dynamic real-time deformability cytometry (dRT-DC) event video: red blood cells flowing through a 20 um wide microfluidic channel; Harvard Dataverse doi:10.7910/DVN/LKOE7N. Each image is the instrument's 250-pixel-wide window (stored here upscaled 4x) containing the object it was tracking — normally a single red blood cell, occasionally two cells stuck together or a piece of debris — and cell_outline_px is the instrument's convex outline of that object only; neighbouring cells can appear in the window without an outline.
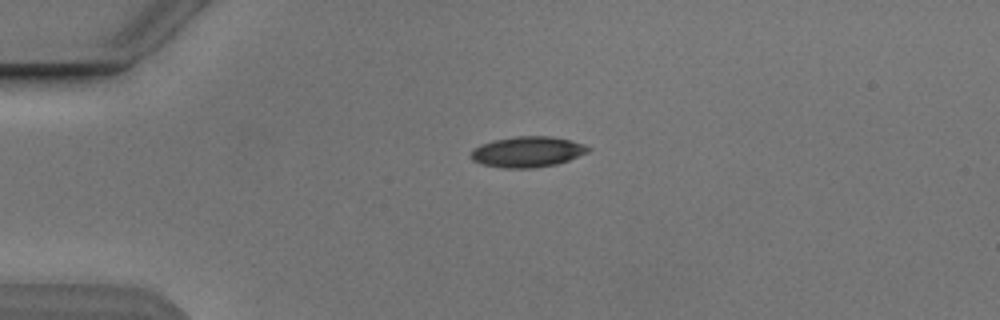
{"species": "Egyptian fruit bat (a non-hibernating species)", "species_latin": "Rousettus aegyptiacus", "temperature_condition": "cold", "stored_images_in_passage": 4, "camera_frame_rate_fps": 3000, "um_per_image_px": 0.085, "animal": {"sex": "male"}, "frame": {"image": 1, "passage_image": 1, "time_ms": 0.0, "image_size_px": [1000, 320], "cell_outline_px": [[592, 148], [588, 152], [568, 160], [556, 164], [532, 168], [504, 168], [480, 164], [472, 160], [472, 152], [480, 144], [492, 140], [516, 136], [552, 136], [572, 140], [584, 144]], "centroid_in_image_um": [44.85, 12.9], "position_along_channel_um": 40.1, "area_um2": 20.98}}
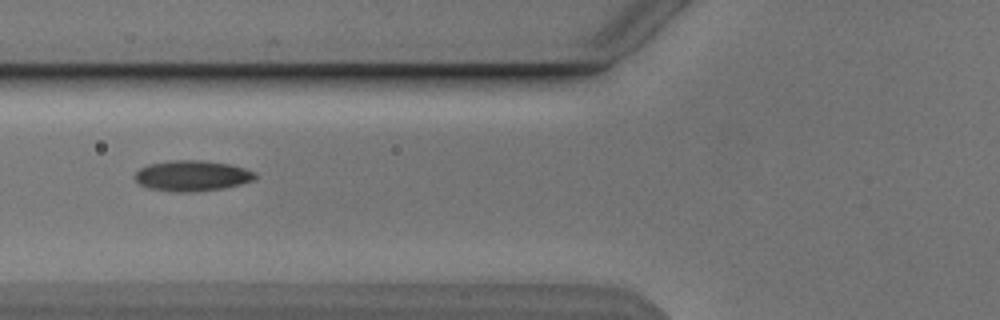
{"frame": {"image": 2, "passage_image": 3, "time_ms": 2.667, "image_size_px": [1000, 320], "cell_outline_px": [[256, 176], [252, 180], [240, 184], [224, 188], [188, 192], [176, 192], [148, 188], [140, 184], [132, 176], [140, 168], [148, 164], [172, 160], [200, 160], [228, 164], [244, 168], [256, 172]], "centroid_in_image_um": [16.29, 14.94], "position_along_channel_um": 109.5, "area_um2": 21.39}}
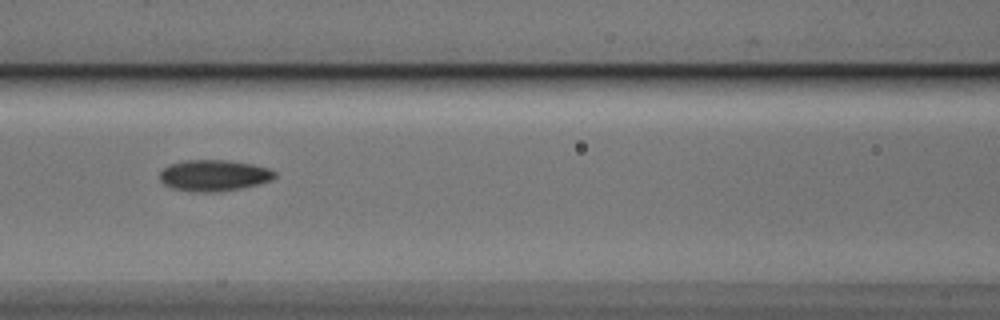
{"frame": {"image": 3, "passage_image": 4, "time_ms": 3.667, "image_size_px": [1000, 320], "cell_outline_px": [[276, 176], [272, 180], [240, 188], [220, 192], [192, 192], [172, 188], [164, 184], [160, 180], [160, 172], [168, 164], [184, 160], [228, 160], [252, 164], [268, 168], [276, 172]], "centroid_in_image_um": [18.16, 14.91], "position_along_channel_um": 148.4, "area_um2": 21.04}}